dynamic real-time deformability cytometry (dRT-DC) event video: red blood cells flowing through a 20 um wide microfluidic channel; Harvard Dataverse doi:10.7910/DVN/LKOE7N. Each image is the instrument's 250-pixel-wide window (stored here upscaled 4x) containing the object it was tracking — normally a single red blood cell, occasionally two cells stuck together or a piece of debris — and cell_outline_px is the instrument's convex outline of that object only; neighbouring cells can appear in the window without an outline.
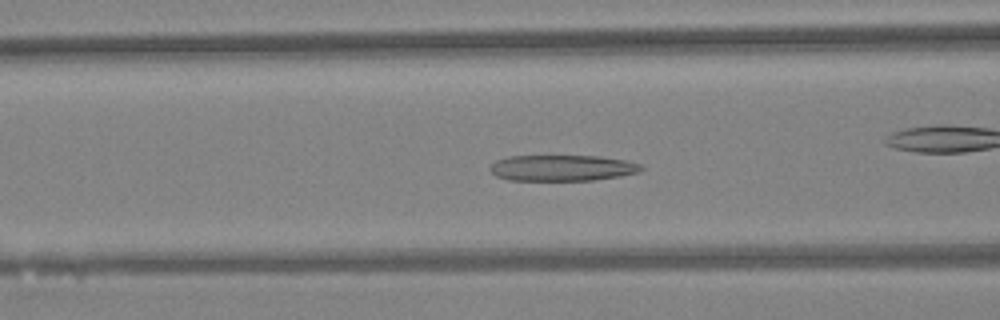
{"species": "Egyptian fruit bat (a non-hibernating species)", "species_latin": "Rousettus aegyptiacus", "temperature_condition": "warm", "stored_images_in_passage": 31, "camera_frame_rate_fps": 3000, "um_per_image_px": 0.085, "animal": {"sex": "female"}, "frame": {"image": 1, "passage_image": 5, "time_ms": 1.333, "image_size_px": [1000, 320], "cell_outline_px": [[644, 168], [636, 172], [620, 176], [592, 180], [508, 180], [496, 176], [488, 168], [496, 160], [508, 156], [600, 156], [624, 160], [640, 164]], "centroid_in_image_um": [47.74, 14.27], "position_along_channel_um": 118.9, "area_um2": 22.77}, "authors_computed_cell_mechanics": {"area_um2": 23.0622, "velocity_mm_per_s": 4.33, "shape_relaxation_time_tau1_ms": null, "shape_relaxation_time_tau2_ms": 2.7514, "deformation_change_tau1": null, "deformation_change_tau2": 0.1242}}